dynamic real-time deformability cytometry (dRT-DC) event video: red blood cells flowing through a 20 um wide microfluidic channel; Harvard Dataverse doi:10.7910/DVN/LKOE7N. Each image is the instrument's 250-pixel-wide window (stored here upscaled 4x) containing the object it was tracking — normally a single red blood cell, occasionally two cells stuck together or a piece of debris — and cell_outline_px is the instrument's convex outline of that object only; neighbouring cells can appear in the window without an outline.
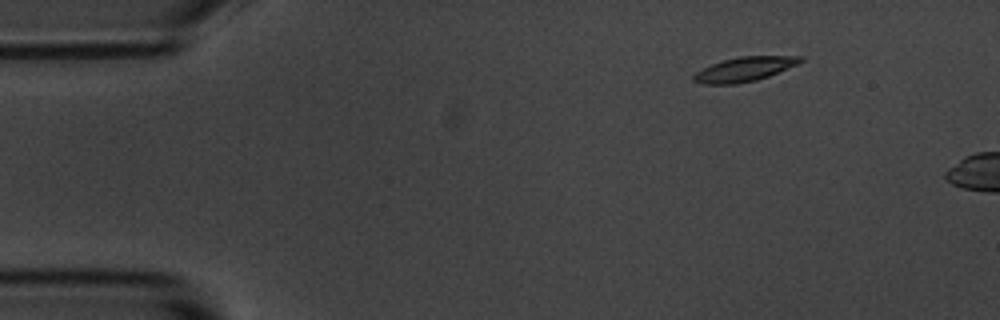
{"species": "common noctule bat (a hibernating species)", "species_latin": "Nyctalus noctula", "temperature_condition": "room temperature", "stored_images_in_passage": 4, "camera_frame_rate_fps": 3000, "um_per_image_px": 0.085, "animal": {"sex": "male", "body_mass_g": 20.1, "forearm_length_mm": 53.5}, "frame": {"image": 1, "passage_image": 3, "time_ms": 2.333, "image_size_px": [1000, 320], "cell_outline_px": [[804, 60], [796, 64], [768, 76], [756, 80], [736, 84], [704, 84], [692, 80], [692, 76], [696, 72], [712, 64], [724, 60], [740, 56], [804, 56]], "centroid_in_image_um": [63.26, 5.88], "position_along_channel_um": 21.7, "area_um2": 14.91}}